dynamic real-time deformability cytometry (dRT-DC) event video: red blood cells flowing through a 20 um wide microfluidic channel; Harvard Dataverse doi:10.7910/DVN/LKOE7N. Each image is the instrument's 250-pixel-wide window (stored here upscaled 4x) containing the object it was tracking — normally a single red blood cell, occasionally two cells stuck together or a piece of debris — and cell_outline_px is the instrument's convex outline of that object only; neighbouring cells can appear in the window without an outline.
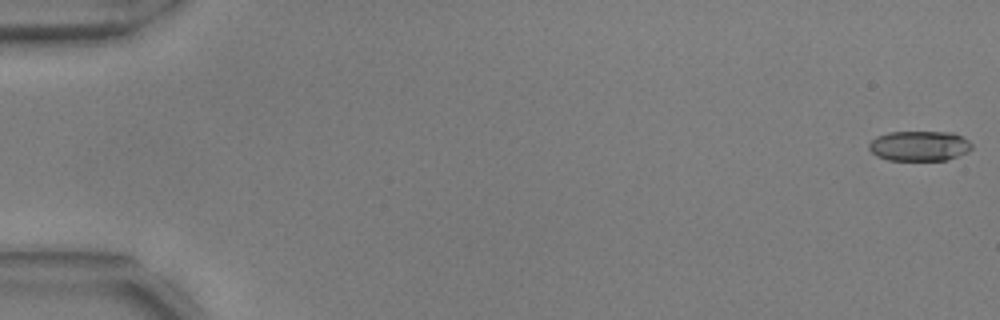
{"species": "common noctule bat (a hibernating species)", "species_latin": "Nyctalus noctula", "temperature_condition": "warm", "stored_images_in_passage": 55, "camera_frame_rate_fps": 3000, "um_per_image_px": 0.085, "animal": {"sex": "male", "body_mass_g": 17.9, "forearm_length_mm": 54.2}, "frame": {"image": 1, "passage_image": 1, "time_ms": 0.0, "image_size_px": [1000, 320], "cell_outline_px": [[972, 148], [968, 152], [948, 160], [888, 160], [876, 156], [868, 148], [868, 144], [876, 136], [888, 132], [952, 132], [968, 140], [972, 144]], "centroid_in_image_um": [78.14, 12.4], "position_along_channel_um": 6.9, "area_um2": 18.15}}
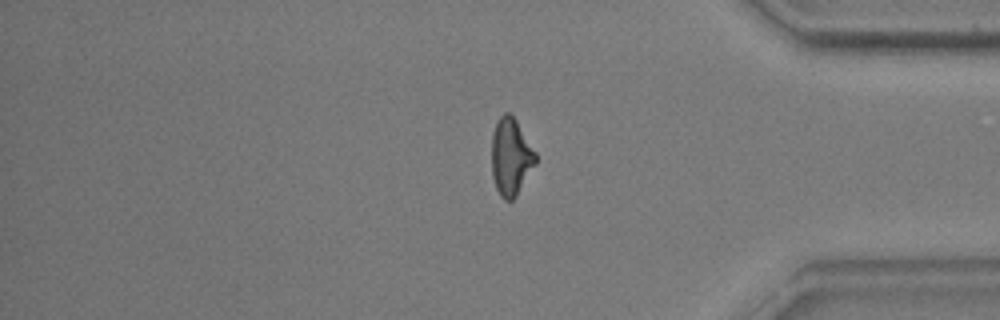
{"frame": {"image": 2, "passage_image": 46, "time_ms": 15.0, "image_size_px": [1000, 320], "cell_outline_px": [[536, 164], [516, 196], [512, 200], [504, 200], [500, 196], [496, 188], [492, 176], [492, 136], [496, 120], [504, 112], [508, 112], [516, 120], [536, 152]], "centroid_in_image_um": [43.42, 13.33], "position_along_channel_um": 391.8, "area_um2": 19.83}}
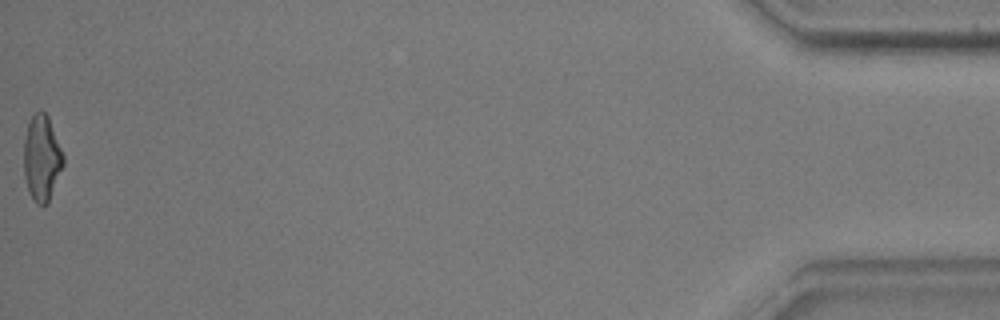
{"frame": {"image": 3, "passage_image": 55, "time_ms": 18.0, "image_size_px": [1000, 320], "cell_outline_px": [[64, 164], [48, 200], [44, 204], [36, 204], [32, 200], [28, 192], [24, 176], [24, 140], [28, 124], [32, 116], [40, 108], [48, 116], [64, 156]], "centroid_in_image_um": [3.53, 13.42], "position_along_channel_um": 431.7, "area_um2": 19.54}, "authors_computed_cell_mechanics": {"area_um2": 19.7676, "velocity_mm_per_s": 3.7525, "shape_relaxation_time_tau1_ms": 6.9614, "shape_relaxation_time_tau2_ms": 2.2144, "deformation_change_tau1": 0.1995, "deformation_change_tau2": 0.1074}}